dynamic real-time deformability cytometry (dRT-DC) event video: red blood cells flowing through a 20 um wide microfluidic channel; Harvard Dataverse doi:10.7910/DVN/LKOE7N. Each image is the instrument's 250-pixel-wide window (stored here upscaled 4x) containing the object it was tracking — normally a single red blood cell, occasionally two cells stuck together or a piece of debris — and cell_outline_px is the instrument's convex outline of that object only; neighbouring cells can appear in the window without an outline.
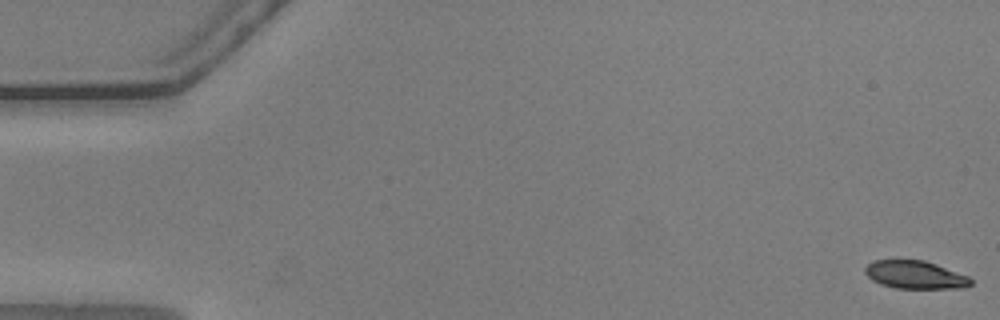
{"species": "common noctule bat (a hibernating species)", "species_latin": "Nyctalus noctula", "temperature_condition": "warm", "stored_images_in_passage": 57, "camera_frame_rate_fps": 3000, "um_per_image_px": 0.085, "animal": {"sex": "male", "body_mass_g": 20.5, "forearm_length_mm": 52.5}, "frame": {"image": 1, "passage_image": 1, "time_ms": 0.0, "image_size_px": [1000, 320], "cell_outline_px": [[972, 284], [964, 288], [896, 288], [880, 284], [872, 280], [864, 272], [864, 268], [872, 260], [924, 260], [936, 264], [968, 276], [972, 280]], "centroid_in_image_um": [77.77, 23.36], "position_along_channel_um": 7.2, "area_um2": 17.22}}
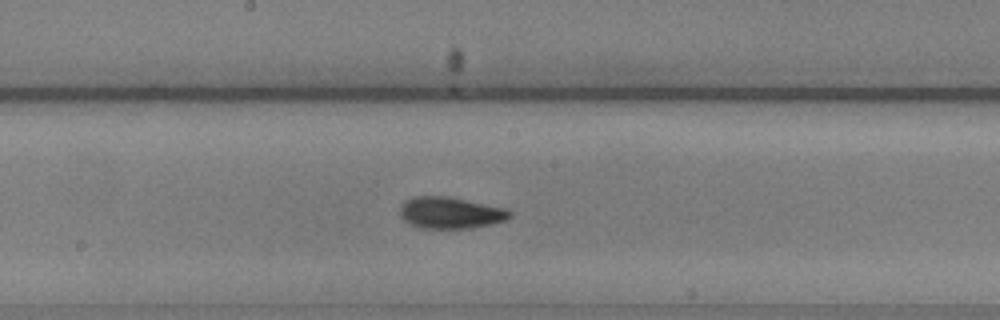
{"frame": {"image": 2, "passage_image": 30, "time_ms": 9.667, "image_size_px": [1000, 320], "cell_outline_px": [[512, 216], [504, 220], [492, 224], [468, 228], [416, 228], [404, 220], [400, 216], [400, 204], [404, 200], [416, 196], [452, 196], [504, 208], [512, 212]], "centroid_in_image_um": [38.25, 18.07], "position_along_channel_um": 210.0, "area_um2": 20.4}}
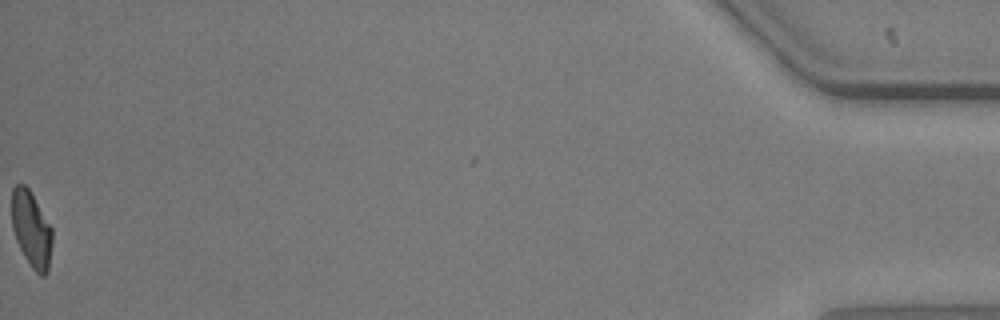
{"frame": {"image": 3, "passage_image": 57, "time_ms": 18.667, "image_size_px": [1000, 320], "cell_outline_px": [[52, 244], [48, 272], [44, 276], [40, 276], [32, 268], [24, 256], [16, 240], [12, 228], [12, 188], [16, 184], [24, 184], [28, 188], [52, 228]], "centroid_in_image_um": [2.67, 19.51], "position_along_channel_um": 432.5, "area_um2": 17.86}, "authors_computed_cell_mechanics": {"area_um2": 19.0162, "velocity_mm_per_s": 3.6062, "shape_relaxation_time_tau1_ms": 4.5245, "shape_relaxation_time_tau2_ms": 2.2562, "deformation_change_tau1": 0.1466, "deformation_change_tau2": 0.0738}}